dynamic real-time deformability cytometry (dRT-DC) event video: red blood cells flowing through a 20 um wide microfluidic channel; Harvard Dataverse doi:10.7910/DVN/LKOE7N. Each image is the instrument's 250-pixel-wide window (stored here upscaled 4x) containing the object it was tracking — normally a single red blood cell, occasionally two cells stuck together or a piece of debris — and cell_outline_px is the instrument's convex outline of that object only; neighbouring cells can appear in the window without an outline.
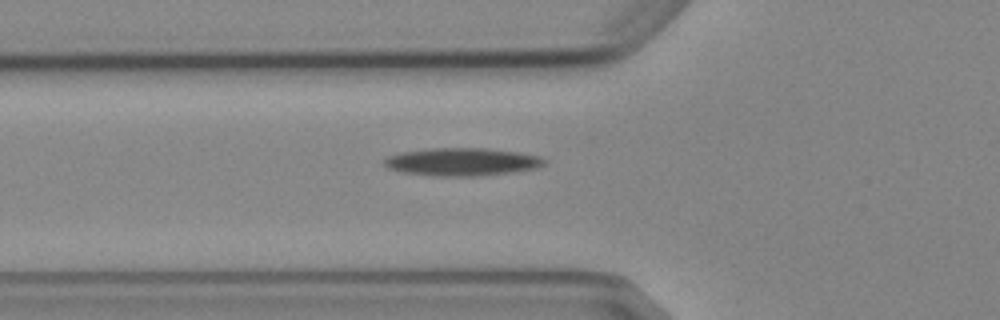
{"species": "Egyptian fruit bat (a non-hibernating species)", "species_latin": "Rousettus aegyptiacus", "temperature_condition": "cold", "stored_images_in_passage": 6, "camera_frame_rate_fps": 3000, "um_per_image_px": 0.085, "animal": {"sex": "female"}, "frame": {"image": 1, "passage_image": 6, "time_ms": 6.667, "image_size_px": [1000, 320], "cell_outline_px": [[548, 160], [544, 164], [536, 168], [512, 172], [476, 176], [432, 176], [404, 172], [388, 168], [384, 164], [384, 160], [388, 156], [400, 152], [432, 148], [484, 148], [520, 152], [540, 156]], "centroid_in_image_um": [39.29, 13.75], "position_along_channel_um": 86.5, "area_um2": 26.01}}